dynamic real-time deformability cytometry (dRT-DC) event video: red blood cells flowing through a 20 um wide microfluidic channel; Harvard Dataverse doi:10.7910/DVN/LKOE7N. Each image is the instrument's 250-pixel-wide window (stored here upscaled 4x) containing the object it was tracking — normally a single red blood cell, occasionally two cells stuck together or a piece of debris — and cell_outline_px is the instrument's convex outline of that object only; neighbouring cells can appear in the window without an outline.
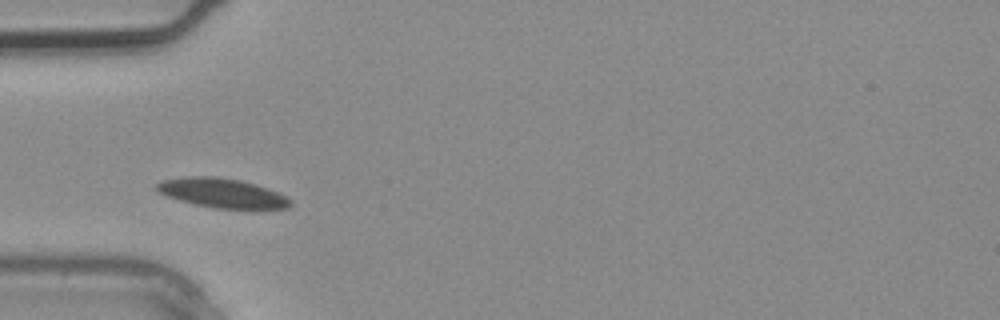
{"species": "common noctule bat (a hibernating species)", "species_latin": "Nyctalus noctula", "temperature_condition": "warm", "stored_images_in_passage": 2, "camera_frame_rate_fps": 3000, "um_per_image_px": 0.085, "animal": {"sex": "male", "body_mass_g": 20.4}, "frame": {"image": 1, "passage_image": 2, "time_ms": 0.333, "image_size_px": [1000, 320], "cell_outline_px": [[292, 204], [288, 208], [216, 208], [196, 204], [180, 200], [168, 196], [160, 192], [156, 188], [156, 184], [160, 180], [184, 176], [216, 176], [240, 180], [256, 184], [280, 192], [288, 196], [292, 200]], "centroid_in_image_um": [18.92, 16.39], "position_along_channel_um": 66.1, "area_um2": 22.89}}